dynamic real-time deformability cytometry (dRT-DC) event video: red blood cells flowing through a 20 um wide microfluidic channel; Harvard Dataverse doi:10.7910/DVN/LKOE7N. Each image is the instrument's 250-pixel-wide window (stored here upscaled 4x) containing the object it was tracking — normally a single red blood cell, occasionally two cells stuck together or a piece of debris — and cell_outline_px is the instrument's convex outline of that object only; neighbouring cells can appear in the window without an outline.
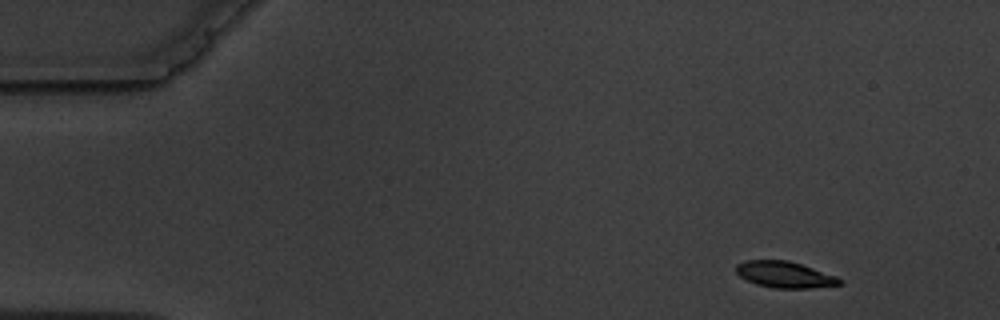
{"species": "common noctule bat (a hibernating species)", "species_latin": "Nyctalus noctula", "temperature_condition": "warm", "stored_images_in_passage": 3, "camera_frame_rate_fps": 3000, "um_per_image_px": 0.085, "animal": {"sex": "male", "body_mass_g": 19.5, "forearm_length_mm": 54.6}, "frame": {"image": 1, "passage_image": 1, "time_ms": 0.0, "image_size_px": [1000, 320], "cell_outline_px": [[844, 280], [840, 284], [812, 288], [772, 288], [756, 284], [740, 276], [736, 272], [736, 264], [744, 260], [788, 260], [836, 276]], "centroid_in_image_um": [66.68, 23.34], "position_along_channel_um": 18.3, "area_um2": 15.78}}
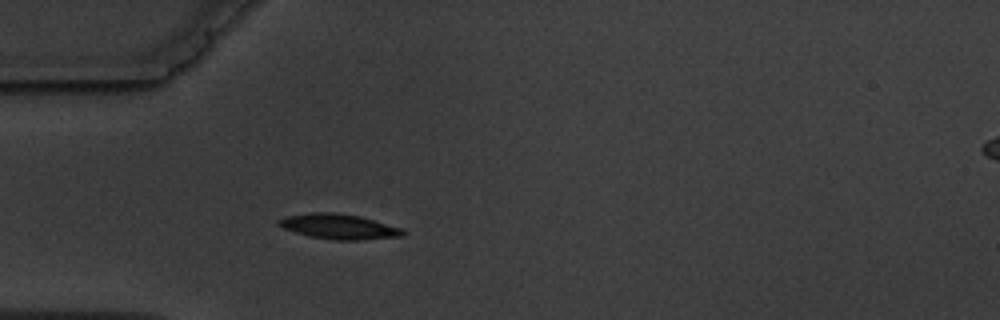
{"frame": {"image": 2, "passage_image": 3, "time_ms": 3.667, "image_size_px": [1000, 320], "cell_outline_px": [[408, 232], [404, 236], [360, 240], [336, 240], [308, 236], [284, 228], [276, 220], [284, 216], [312, 212], [332, 212], [360, 216], [400, 228]], "centroid_in_image_um": [28.81, 19.26], "position_along_channel_um": 56.2, "area_um2": 18.09}}